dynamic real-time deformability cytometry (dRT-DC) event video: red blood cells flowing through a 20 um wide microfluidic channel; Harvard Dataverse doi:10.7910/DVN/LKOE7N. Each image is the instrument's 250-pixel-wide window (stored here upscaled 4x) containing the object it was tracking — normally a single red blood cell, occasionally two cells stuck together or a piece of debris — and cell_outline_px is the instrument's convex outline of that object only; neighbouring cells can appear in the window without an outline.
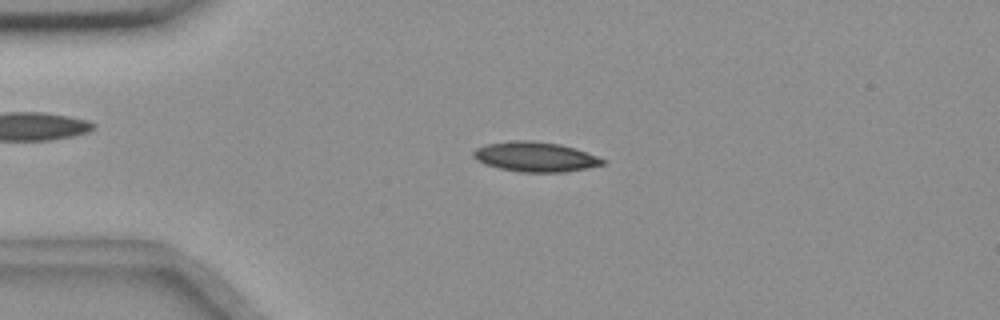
{"species": "common noctule bat (a hibernating species)", "species_latin": "Nyctalus noctula", "temperature_condition": "room temperature", "stored_images_in_passage": 54, "camera_frame_rate_fps": 3000, "um_per_image_px": 0.085, "animal": {"sex": "female", "body_mass_g": 18.4}, "frame": {"image": 1, "passage_image": 12, "time_ms": 3.667, "image_size_px": [1000, 320], "cell_outline_px": [[604, 164], [588, 168], [564, 172], [520, 172], [500, 168], [484, 164], [476, 160], [472, 156], [472, 152], [476, 148], [488, 144], [512, 140], [532, 140], [560, 144], [596, 156], [604, 160]], "centroid_in_image_um": [45.44, 13.33], "position_along_channel_um": 39.6, "area_um2": 22.31}}
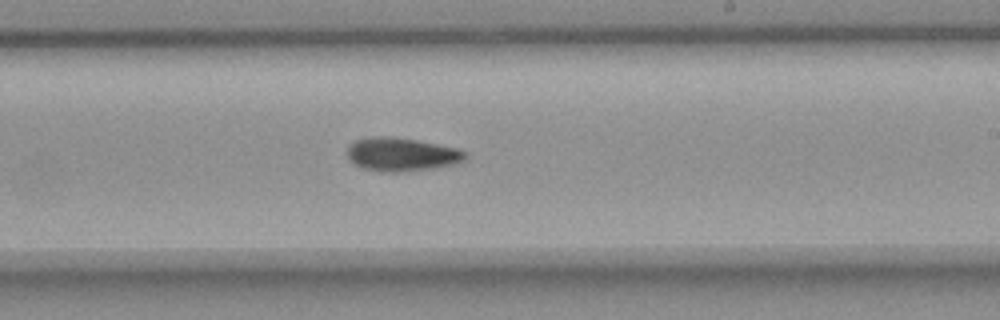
{"frame": {"image": 2, "passage_image": 32, "time_ms": 10.333, "image_size_px": [1000, 320], "cell_outline_px": [[468, 156], [464, 160], [452, 164], [436, 168], [400, 172], [380, 172], [360, 168], [352, 164], [348, 160], [348, 144], [356, 140], [416, 140], [456, 148], [468, 152]], "centroid_in_image_um": [34.16, 13.2], "position_along_channel_um": 254.8, "area_um2": 22.2}}
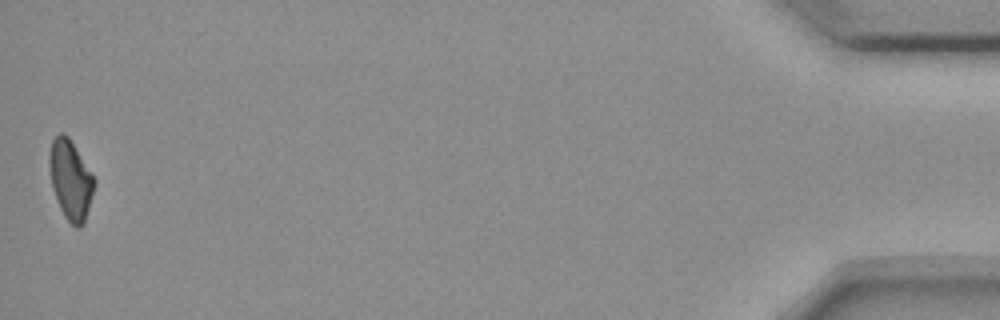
{"frame": {"image": 3, "passage_image": 54, "time_ms": 17.667, "image_size_px": [1000, 320], "cell_outline_px": [[96, 180], [84, 224], [80, 228], [76, 228], [64, 216], [56, 200], [52, 188], [48, 164], [48, 156], [52, 140], [60, 132], [68, 136]], "centroid_in_image_um": [5.97, 15.29], "position_along_channel_um": 429.2, "area_um2": 20.75}}